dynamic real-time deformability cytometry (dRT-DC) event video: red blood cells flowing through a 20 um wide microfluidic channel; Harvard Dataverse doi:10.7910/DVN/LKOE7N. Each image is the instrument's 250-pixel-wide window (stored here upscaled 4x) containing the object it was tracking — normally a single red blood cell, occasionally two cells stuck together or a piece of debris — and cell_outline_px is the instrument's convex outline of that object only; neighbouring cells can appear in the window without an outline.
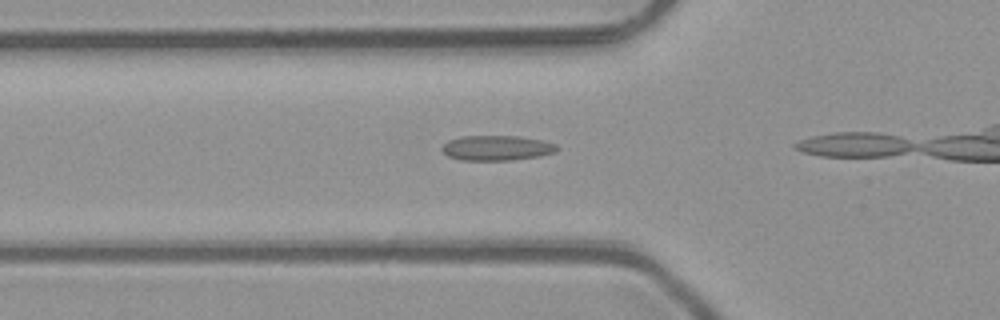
{"species": "common noctule bat (a hibernating species)", "species_latin": "Nyctalus noctula", "temperature_condition": "room temperature", "stored_images_in_passage": 14, "camera_frame_rate_fps": 3000, "um_per_image_px": 0.085, "animal": {"sex": "male", "body_mass_g": 23.1, "forearm_length_mm": 52.7}, "frame": {"image": 1, "passage_image": 12, "time_ms": 3.667, "image_size_px": [1000, 320], "cell_outline_px": [[560, 148], [556, 152], [540, 156], [512, 160], [460, 160], [448, 156], [440, 148], [448, 140], [464, 136], [520, 136], [540, 140], [556, 144]], "centroid_in_image_um": [42.24, 12.58], "position_along_channel_um": 83.6, "area_um2": 16.82}}